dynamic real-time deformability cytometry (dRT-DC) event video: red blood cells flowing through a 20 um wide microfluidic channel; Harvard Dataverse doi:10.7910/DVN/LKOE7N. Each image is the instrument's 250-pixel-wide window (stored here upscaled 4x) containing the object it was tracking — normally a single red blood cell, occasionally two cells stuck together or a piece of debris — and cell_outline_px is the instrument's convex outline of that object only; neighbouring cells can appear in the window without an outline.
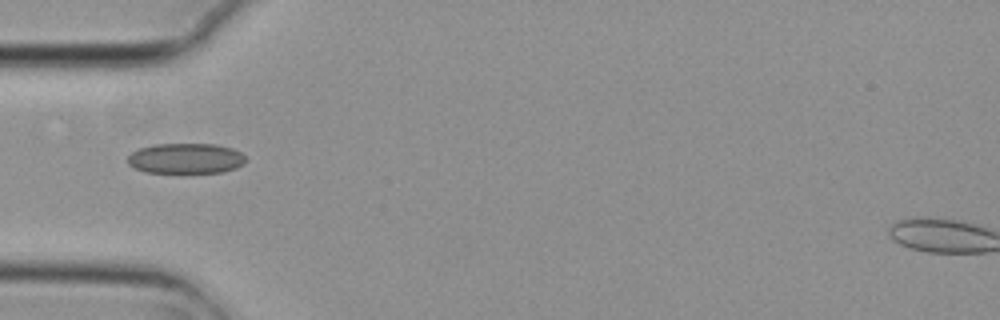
{"species": "common noctule bat (a hibernating species)", "species_latin": "Nyctalus noctula", "temperature_condition": "cold", "stored_images_in_passage": 2, "camera_frame_rate_fps": 3000, "um_per_image_px": 0.085, "animal": {"sex": "female", "body_mass_g": 29.2, "forearm_length_mm": 56.3}, "frame": {"image": 1, "passage_image": 1, "time_ms": 0.0, "image_size_px": [1000, 320], "cell_outline_px": [[244, 160], [236, 168], [220, 172], [144, 172], [128, 164], [128, 156], [132, 152], [140, 148], [152, 144], [216, 144], [232, 148], [240, 152], [244, 156]], "centroid_in_image_um": [15.75, 13.45], "position_along_channel_um": 69.2, "area_um2": 20.63}}
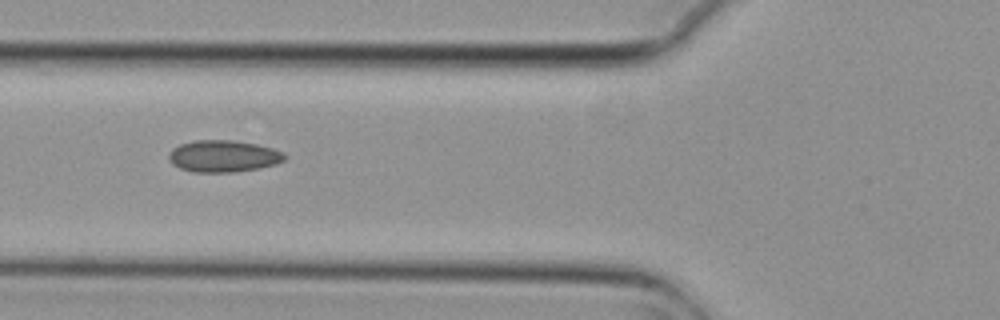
{"frame": {"image": 2, "passage_image": 2, "time_ms": 0.333, "image_size_px": [1000, 320], "cell_outline_px": [[288, 156], [284, 160], [276, 164], [256, 168], [232, 172], [192, 172], [180, 168], [172, 164], [168, 160], [168, 156], [172, 148], [180, 144], [196, 140], [236, 140], [256, 144], [272, 148], [284, 152]], "centroid_in_image_um": [18.98, 13.26], "position_along_channel_um": 106.8, "area_um2": 21.56}}